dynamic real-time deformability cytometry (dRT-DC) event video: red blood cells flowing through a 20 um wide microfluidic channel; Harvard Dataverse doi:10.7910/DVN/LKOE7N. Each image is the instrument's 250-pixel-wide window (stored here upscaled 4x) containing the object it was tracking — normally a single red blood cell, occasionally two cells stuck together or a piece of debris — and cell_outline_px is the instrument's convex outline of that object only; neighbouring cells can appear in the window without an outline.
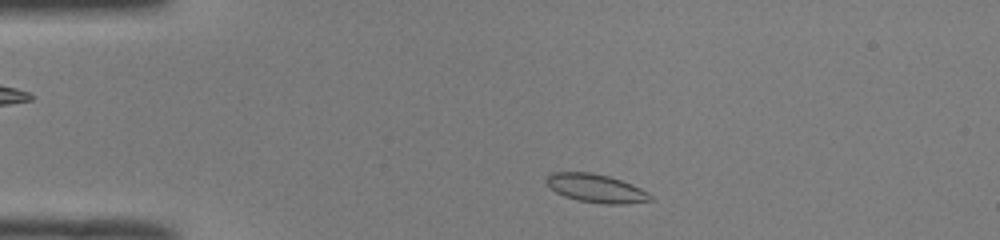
{"species": "common noctule bat (a hibernating species)", "species_latin": "Nyctalus noctula", "temperature_condition": "room temperature", "stored_images_in_passage": 42, "camera_frame_rate_fps": 3000, "um_per_image_px": 0.085, "animal": {"sex": "male", "body_mass_g": 19.0, "forearm_length_mm": 50.8}, "frame": {"image": 1, "passage_image": 3, "time_ms": 0.667, "image_size_px": [1000, 240], "cell_outline_px": [[652, 200], [624, 204], [604, 204], [576, 200], [564, 196], [556, 192], [544, 180], [552, 172], [592, 172], [608, 176], [632, 184], [648, 192], [652, 196]], "centroid_in_image_um": [50.66, 16.0], "position_along_channel_um": 34.3, "area_um2": 17.17}}
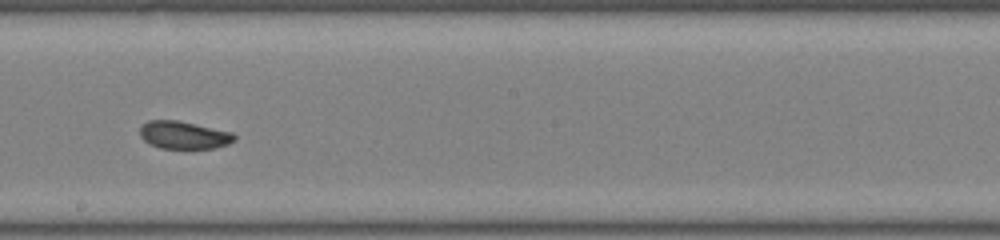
{"frame": {"image": 2, "passage_image": 21, "time_ms": 6.667, "image_size_px": [1000, 240], "cell_outline_px": [[236, 140], [228, 144], [216, 148], [160, 148], [148, 144], [140, 136], [140, 128], [148, 120], [176, 120], [196, 124], [232, 132], [236, 136]], "centroid_in_image_um": [15.63, 11.48], "position_along_channel_um": 232.6, "area_um2": 15.26}}
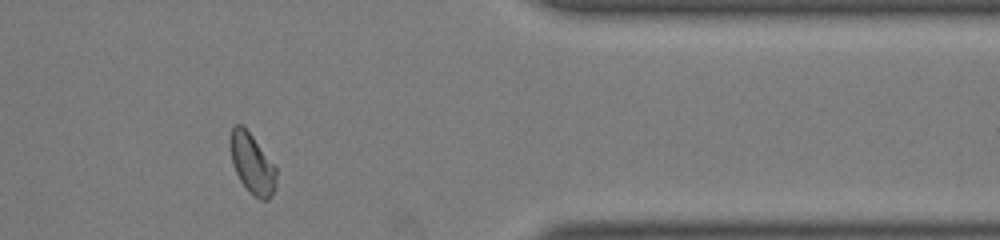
{"frame": {"image": 3, "passage_image": 34, "time_ms": 11.0, "image_size_px": [1000, 240], "cell_outline_px": [[276, 188], [268, 200], [260, 200], [252, 196], [240, 180], [232, 164], [228, 140], [232, 124], [240, 124], [252, 136], [276, 168]], "centroid_in_image_um": [21.39, 13.92], "position_along_channel_um": 390.0, "area_um2": 16.24}, "authors_computed_cell_mechanics": {"area_um2": 16.3574, "velocity_mm_per_s": 4.0569, "shape_relaxation_time_tau1_ms": null, "shape_relaxation_time_tau2_ms": 0.5117, "deformation_change_tau1": null, "deformation_change_tau2": 0.0386}}